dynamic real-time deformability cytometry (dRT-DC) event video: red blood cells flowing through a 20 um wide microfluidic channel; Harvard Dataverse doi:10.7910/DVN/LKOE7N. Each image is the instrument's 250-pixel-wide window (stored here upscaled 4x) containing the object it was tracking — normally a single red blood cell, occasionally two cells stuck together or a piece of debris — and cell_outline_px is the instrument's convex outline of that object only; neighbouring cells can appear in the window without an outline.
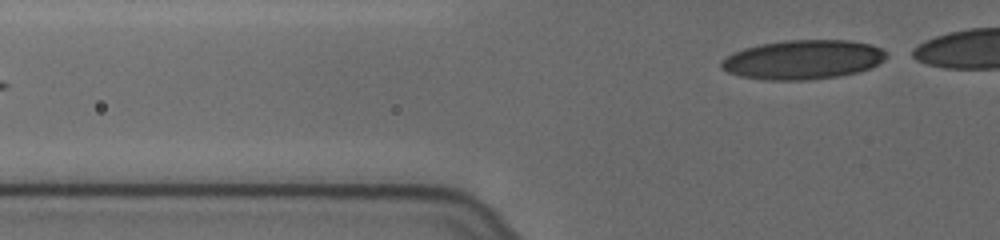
{"species": "human", "species_latin": "Homo sapiens", "temperature_condition": "cold", "stored_images_in_passage": 3, "segment_of_instrument_passage": [2, 2], "camera_frame_rate_fps": 3000, "um_per_image_px": 0.085, "donor": {"sex": "female"}, "frame": {"image": 1, "passage_image": 3, "time_ms": 0.667, "image_size_px": [1000, 240], "cell_outline_px": [[888, 56], [884, 60], [872, 68], [860, 72], [840, 76], [804, 80], [768, 80], [740, 76], [728, 72], [720, 68], [720, 60], [732, 52], [744, 48], [760, 44], [784, 40], [852, 40], [872, 44], [888, 52]], "centroid_in_image_um": [68.27, 5.06], "position_along_channel_um": 57.5, "area_um2": 38.26}}